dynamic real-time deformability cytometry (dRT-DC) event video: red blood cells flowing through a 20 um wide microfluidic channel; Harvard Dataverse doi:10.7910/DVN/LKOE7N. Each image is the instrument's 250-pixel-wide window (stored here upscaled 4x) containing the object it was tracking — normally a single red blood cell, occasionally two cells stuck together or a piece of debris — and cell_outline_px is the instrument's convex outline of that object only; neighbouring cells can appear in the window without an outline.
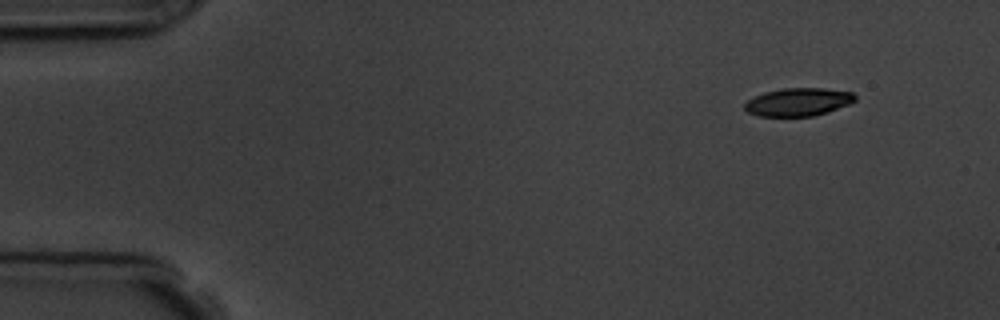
{"species": "common noctule bat (a hibernating species)", "species_latin": "Nyctalus noctula", "temperature_condition": "room temperature", "stored_images_in_passage": 4, "camera_frame_rate_fps": 3000, "um_per_image_px": 0.085, "animal": {"sex": "male", "body_mass_g": 19.5, "forearm_length_mm": 54.6}, "frame": {"image": 1, "passage_image": 1, "time_ms": 0.0, "image_size_px": [1000, 320], "cell_outline_px": [[856, 100], [848, 104], [828, 112], [812, 116], [756, 116], [748, 112], [744, 108], [744, 104], [748, 100], [764, 92], [784, 88], [824, 88], [852, 92], [856, 96]], "centroid_in_image_um": [67.85, 8.67], "position_along_channel_um": 17.2, "area_um2": 17.98}}
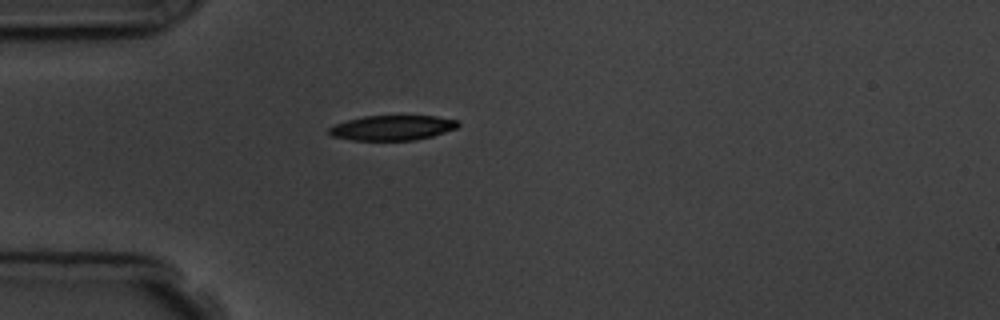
{"frame": {"image": 2, "passage_image": 4, "time_ms": 3.333, "image_size_px": [1000, 320], "cell_outline_px": [[460, 124], [456, 128], [432, 136], [416, 140], [352, 140], [332, 136], [328, 132], [328, 128], [336, 124], [348, 120], [364, 116], [436, 116], [456, 120]], "centroid_in_image_um": [33.34, 10.86], "position_along_channel_um": 51.7, "area_um2": 18.61}}